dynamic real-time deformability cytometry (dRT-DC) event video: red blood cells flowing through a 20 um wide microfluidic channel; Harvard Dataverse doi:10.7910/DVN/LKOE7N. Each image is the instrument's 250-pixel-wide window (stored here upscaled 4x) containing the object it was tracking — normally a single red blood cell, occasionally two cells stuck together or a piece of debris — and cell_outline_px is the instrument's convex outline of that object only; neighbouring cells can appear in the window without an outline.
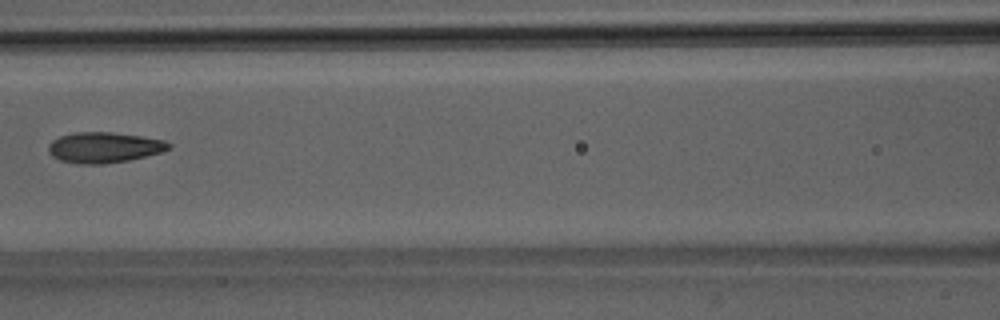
{"species": "Egyptian fruit bat (a non-hibernating species)", "species_latin": "Rousettus aegyptiacus", "temperature_condition": "room temperature", "stored_images_in_passage": 7, "camera_frame_rate_fps": 3000, "um_per_image_px": 0.085, "animal": {"sex": "male"}, "frame": {"image": 1, "passage_image": 7, "time_ms": 6.667, "image_size_px": [1000, 320], "cell_outline_px": [[172, 148], [160, 152], [128, 160], [104, 164], [76, 164], [60, 160], [52, 156], [48, 152], [48, 144], [52, 140], [60, 136], [76, 132], [112, 132], [140, 136], [164, 140], [172, 144]], "centroid_in_image_um": [8.82, 12.53], "position_along_channel_um": 157.8, "area_um2": 21.5}}